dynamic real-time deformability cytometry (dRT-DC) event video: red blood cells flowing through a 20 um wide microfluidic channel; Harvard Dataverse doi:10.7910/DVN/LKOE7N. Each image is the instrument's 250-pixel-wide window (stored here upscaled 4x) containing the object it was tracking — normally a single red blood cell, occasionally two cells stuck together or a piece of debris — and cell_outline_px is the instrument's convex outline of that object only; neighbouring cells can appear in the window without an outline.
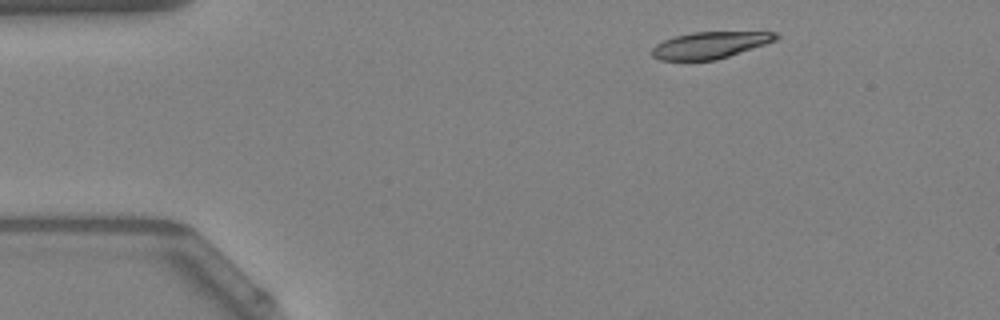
{"species": "Egyptian fruit bat (a non-hibernating species)", "species_latin": "Rousettus aegyptiacus", "temperature_condition": "warm", "stored_images_in_passage": 45, "camera_frame_rate_fps": 3000, "um_per_image_px": 0.085, "animal": {"sex": "female"}, "frame": {"image": 1, "passage_image": 1, "time_ms": 0.0, "image_size_px": [1000, 320], "cell_outline_px": [[780, 36], [776, 40], [716, 60], [660, 60], [652, 56], [652, 48], [656, 44], [664, 40], [676, 36], [692, 32], [776, 32]], "centroid_in_image_um": [60.33, 3.83], "position_along_channel_um": 24.7, "area_um2": 19.02}}
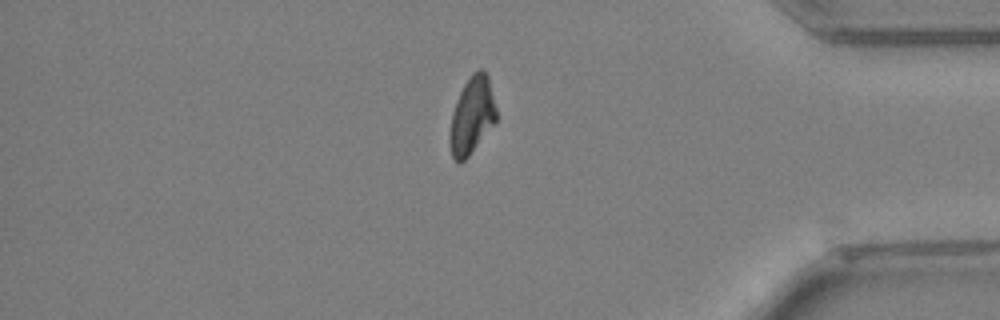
{"frame": {"image": 2, "passage_image": 37, "time_ms": 12.0, "image_size_px": [1000, 320], "cell_outline_px": [[496, 120], [468, 156], [464, 160], [456, 160], [452, 156], [448, 140], [452, 112], [456, 100], [464, 84], [472, 72], [480, 68], [488, 76], [496, 108]], "centroid_in_image_um": [40.09, 9.79], "position_along_channel_um": 395.1, "area_um2": 20.52}}
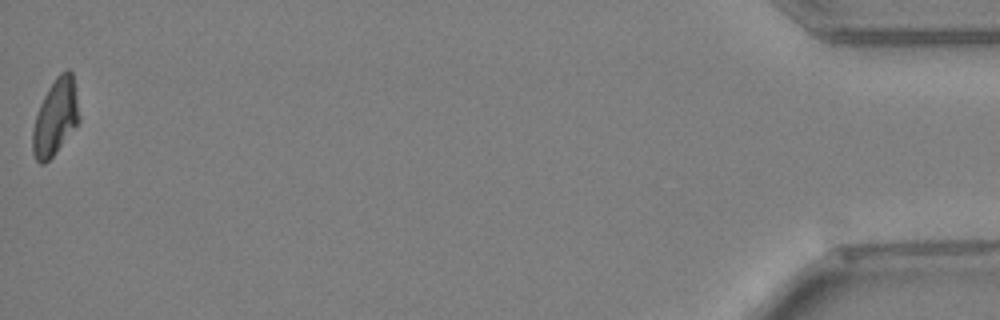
{"frame": {"image": 3, "passage_image": 45, "time_ms": 14.667, "image_size_px": [1000, 320], "cell_outline_px": [[80, 120], [56, 152], [44, 164], [40, 164], [36, 160], [32, 152], [32, 128], [40, 104], [48, 88], [56, 76], [60, 72], [68, 68], [72, 72], [80, 116]], "centroid_in_image_um": [4.7, 9.95], "position_along_channel_um": 430.5, "area_um2": 20.58}, "authors_computed_cell_mechanics": {"area_um2": 21.2126, "velocity_mm_per_s": 3.9315, "shape_relaxation_time_tau1_ms": 7.6882, "shape_relaxation_time_tau2_ms": 4.4107, "deformation_change_tau1": 0.2218, "deformation_change_tau2": 0.097}}